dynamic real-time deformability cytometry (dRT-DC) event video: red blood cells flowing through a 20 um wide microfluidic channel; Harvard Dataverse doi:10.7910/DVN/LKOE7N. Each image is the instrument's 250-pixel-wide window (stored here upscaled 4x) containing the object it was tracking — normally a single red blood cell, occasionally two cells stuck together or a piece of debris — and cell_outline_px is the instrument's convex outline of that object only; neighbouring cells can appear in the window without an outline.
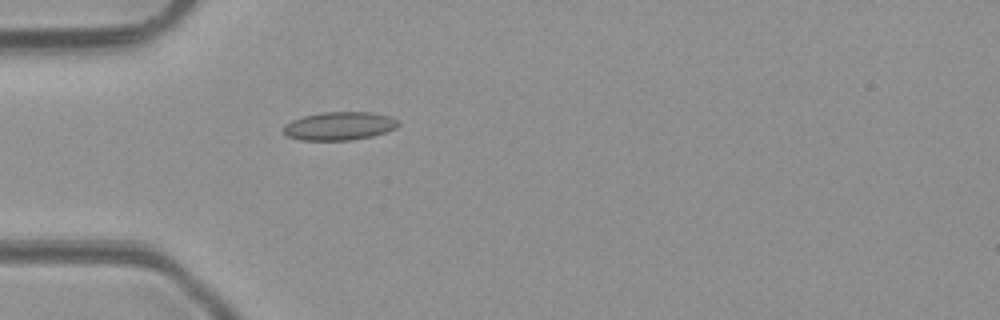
{"species": "common noctule bat (a hibernating species)", "species_latin": "Nyctalus noctula", "temperature_condition": "room temperature", "stored_images_in_passage": 4, "camera_frame_rate_fps": 3000, "um_per_image_px": 0.085, "animal": {"sex": "male", "body_mass_g": 23.1, "forearm_length_mm": 52.7}, "frame": {"image": 1, "passage_image": 4, "time_ms": 4.333, "image_size_px": [1000, 320], "cell_outline_px": [[400, 124], [396, 128], [372, 136], [352, 140], [300, 140], [288, 136], [284, 132], [284, 124], [292, 120], [304, 116], [320, 112], [372, 112], [392, 116]], "centroid_in_image_um": [28.86, 10.7], "position_along_channel_um": 56.1, "area_um2": 18.96}}